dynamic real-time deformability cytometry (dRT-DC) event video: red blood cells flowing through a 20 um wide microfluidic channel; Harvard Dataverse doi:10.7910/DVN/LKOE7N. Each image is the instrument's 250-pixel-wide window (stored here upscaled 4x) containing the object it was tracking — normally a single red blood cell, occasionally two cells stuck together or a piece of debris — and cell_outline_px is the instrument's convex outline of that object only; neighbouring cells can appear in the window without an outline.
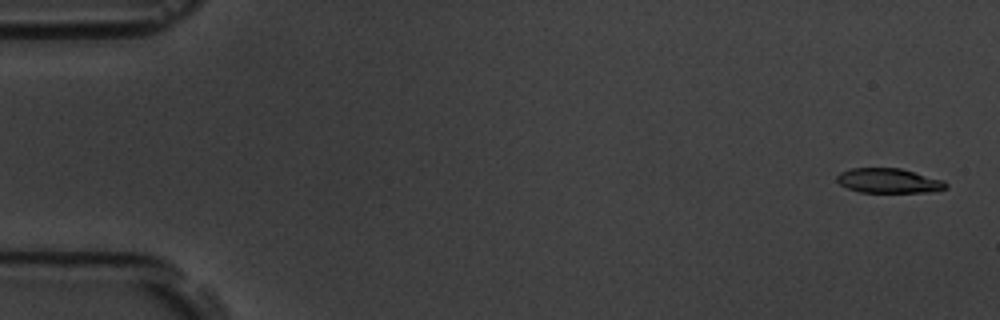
{"species": "common noctule bat (a hibernating species)", "species_latin": "Nyctalus noctula", "temperature_condition": "room temperature", "stored_images_in_passage": 56, "camera_frame_rate_fps": 3000, "um_per_image_px": 0.085, "animal": {"sex": "male", "body_mass_g": 19.5, "forearm_length_mm": 54.6}, "frame": {"image": 1, "passage_image": 2, "time_ms": 0.333, "image_size_px": [1000, 320], "cell_outline_px": [[948, 188], [928, 192], [860, 192], [848, 188], [840, 184], [836, 180], [836, 176], [840, 172], [852, 168], [900, 168], [944, 180], [948, 184]], "centroid_in_image_um": [75.55, 15.36], "position_along_channel_um": 9.5, "area_um2": 15.66}}
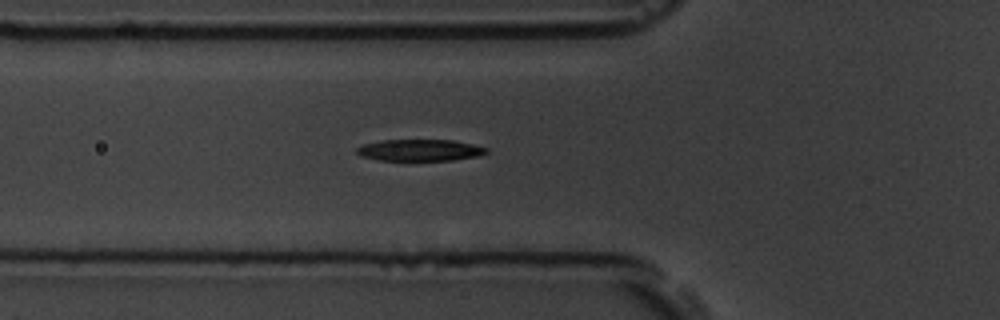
{"frame": {"image": 2, "passage_image": 20, "time_ms": 6.333, "image_size_px": [1000, 320], "cell_outline_px": [[488, 152], [480, 156], [452, 160], [380, 160], [360, 156], [356, 152], [356, 148], [364, 144], [384, 140], [452, 140], [472, 144], [488, 148]], "centroid_in_image_um": [35.71, 12.76], "position_along_channel_um": 90.1, "area_um2": 16.24}}
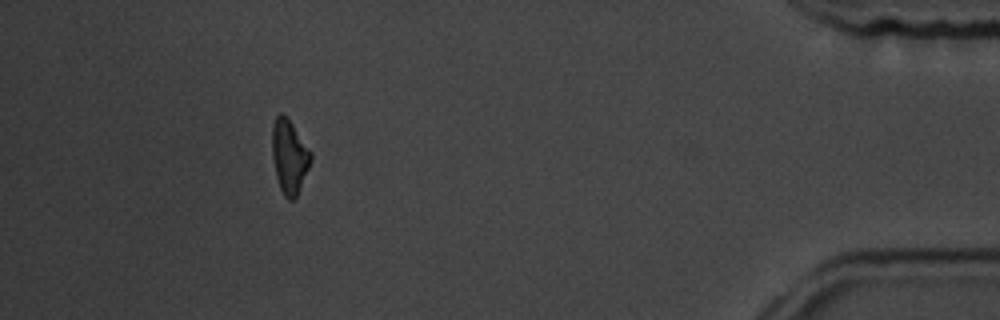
{"frame": {"image": 3, "passage_image": 51, "time_ms": 16.667, "image_size_px": [1000, 320], "cell_outline_px": [[312, 160], [296, 196], [292, 200], [288, 200], [284, 196], [280, 188], [276, 176], [272, 156], [272, 124], [276, 116], [280, 112], [292, 124], [312, 152]], "centroid_in_image_um": [24.59, 13.3], "position_along_channel_um": 410.6, "area_um2": 16.47}, "authors_computed_cell_mechanics": {"area_um2": 17.0799, "velocity_mm_per_s": 3.6619, "shape_relaxation_time_tau1_ms": 2.4247, "shape_relaxation_time_tau2_ms": 6.2089, "deformation_change_tau1": 0.1542, "deformation_change_tau2": 0.1633}}